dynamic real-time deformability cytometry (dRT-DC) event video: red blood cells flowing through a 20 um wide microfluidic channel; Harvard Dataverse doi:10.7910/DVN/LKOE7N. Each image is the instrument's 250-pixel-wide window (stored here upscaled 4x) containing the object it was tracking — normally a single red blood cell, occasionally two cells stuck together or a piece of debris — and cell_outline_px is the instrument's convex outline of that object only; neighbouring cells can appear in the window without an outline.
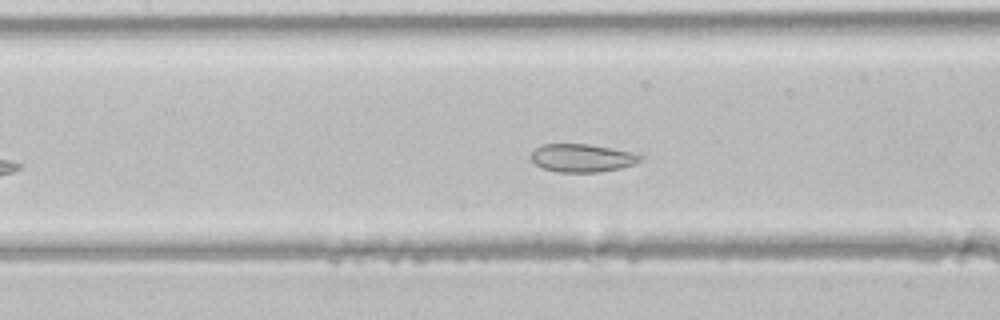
{"species": "common noctule bat (a hibernating species)", "species_latin": "Nyctalus noctula", "temperature_condition": "room temperature", "stored_images_in_passage": 35, "camera_frame_rate_fps": 3000, "um_per_image_px": 0.085, "animal": {"sex": "male", "body_mass_g": 21.5, "forearm_length_mm": 52.0}, "frame": {"image": 1, "passage_image": 14, "time_ms": 4.333, "image_size_px": [1000, 320], "cell_outline_px": [[644, 156], [636, 164], [620, 168], [600, 172], [560, 172], [544, 168], [536, 164], [532, 160], [532, 152], [536, 148], [544, 144], [588, 144], [612, 148], [632, 152]], "centroid_in_image_um": [49.52, 13.43], "position_along_channel_um": 157.9, "area_um2": 17.74}}
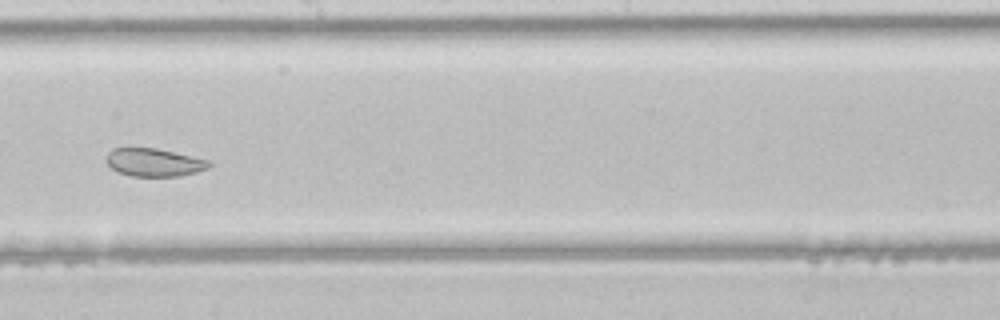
{"frame": {"image": 2, "passage_image": 19, "time_ms": 6.0, "image_size_px": [1000, 320], "cell_outline_px": [[212, 164], [208, 168], [196, 172], [180, 176], [132, 176], [120, 172], [112, 168], [104, 160], [108, 152], [112, 148], [156, 148], [208, 160]], "centroid_in_image_um": [13.07, 13.8], "position_along_channel_um": 235.1, "area_um2": 16.65}}
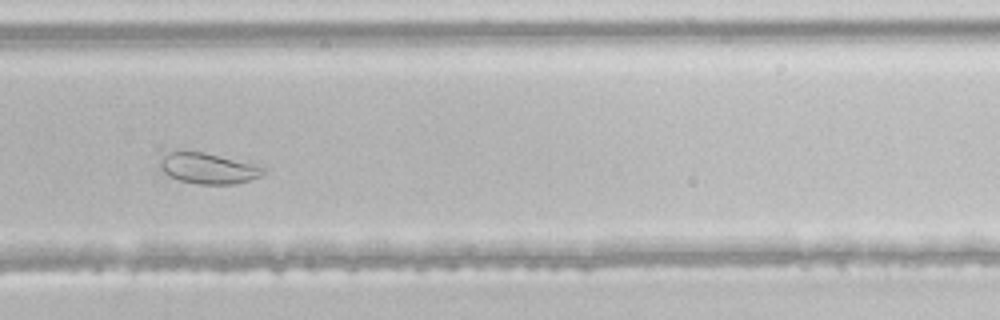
{"frame": {"image": 3, "passage_image": 24, "time_ms": 7.667, "image_size_px": [1000, 320], "cell_outline_px": [[268, 168], [260, 176], [236, 184], [200, 184], [180, 180], [164, 172], [160, 164], [164, 156], [168, 152], [204, 152]], "centroid_in_image_um": [17.74, 14.32], "position_along_channel_um": 312.1, "area_um2": 17.92}}